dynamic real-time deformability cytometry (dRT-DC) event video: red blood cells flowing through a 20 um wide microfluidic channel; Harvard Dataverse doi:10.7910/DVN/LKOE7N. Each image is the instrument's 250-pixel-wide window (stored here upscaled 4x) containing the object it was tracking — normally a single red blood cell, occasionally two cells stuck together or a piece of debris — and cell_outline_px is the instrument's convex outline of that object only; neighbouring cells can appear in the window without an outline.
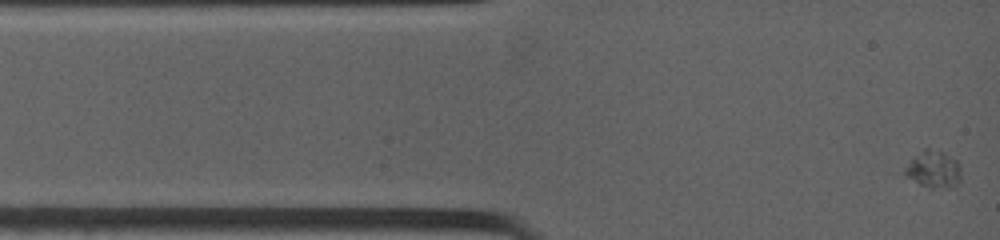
{"species": "common noctule bat (a hibernating species)", "species_latin": "Nyctalus noctula", "temperature_condition": "warm", "stored_images_in_passage": 41, "camera_frame_rate_fps": 4500, "um_per_image_px": 0.085, "animal": {"sex": "female", "body_mass_g": 19.0, "forearm_length_mm": 53.3}, "frame": {"image": 1, "passage_image": 1, "time_ms": 0.0, "image_size_px": [1000, 240], "cell_outline_px": [[960, 180], [956, 184], [948, 188], [928, 188], [896, 172], [924, 148], [928, 148], [944, 152], [956, 160], [960, 164]], "centroid_in_image_um": [79.26, 14.4], "position_along_channel_um": 5.7, "area_um2": 12.6}}
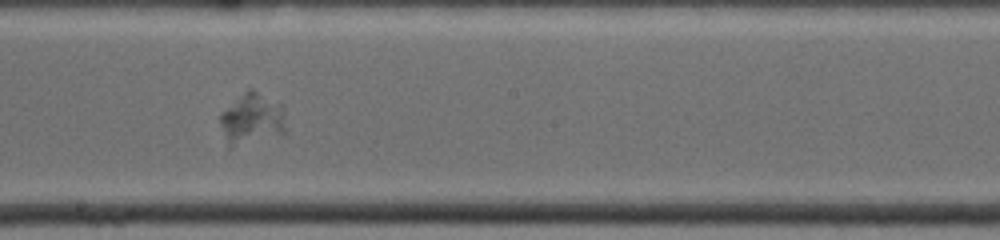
{"frame": {"image": 2, "passage_image": 12, "time_ms": 7.333, "image_size_px": [1000, 240], "cell_outline_px": [[284, 132], [232, 148], [228, 148], [220, 120], [220, 112], [248, 88], [252, 88], [280, 104], [284, 128]], "centroid_in_image_um": [21.33, 10.1], "position_along_channel_um": 226.9, "area_um2": 19.07}}
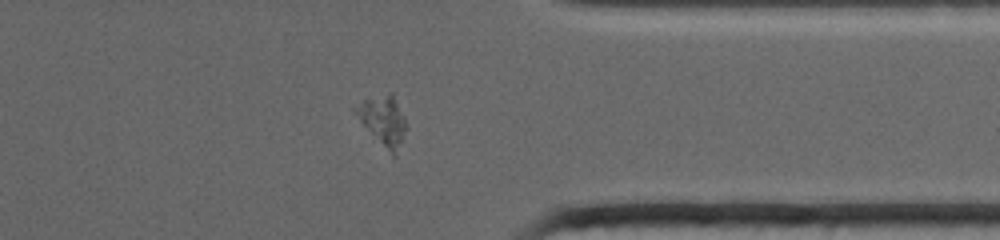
{"frame": {"image": 3, "passage_image": 24, "time_ms": 11.556, "image_size_px": [1000, 240], "cell_outline_px": [[408, 124], [396, 156], [392, 156], [352, 112], [352, 108], [364, 100], [392, 92]], "centroid_in_image_um": [32.58, 10.25], "position_along_channel_um": 378.8, "area_um2": 14.45}}